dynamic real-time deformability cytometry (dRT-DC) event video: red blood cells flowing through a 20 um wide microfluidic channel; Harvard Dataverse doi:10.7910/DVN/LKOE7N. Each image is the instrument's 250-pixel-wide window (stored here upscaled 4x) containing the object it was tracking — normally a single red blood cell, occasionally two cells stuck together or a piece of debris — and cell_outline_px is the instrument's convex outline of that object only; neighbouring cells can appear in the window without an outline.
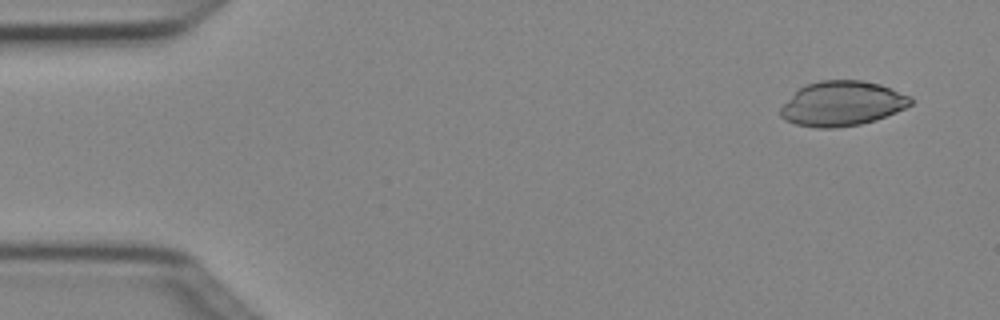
{"species": "Egyptian fruit bat (a non-hibernating species)", "species_latin": "Rousettus aegyptiacus", "temperature_condition": "cold", "stored_images_in_passage": 5, "segment_of_instrument_passage": [2, 2], "camera_frame_rate_fps": 3000, "um_per_image_px": 0.085, "animal": {"sex": "female"}, "frame": {"image": 1, "passage_image": 5, "time_ms": 1.333, "image_size_px": [1000, 320], "cell_outline_px": [[912, 104], [896, 112], [876, 120], [860, 124], [832, 128], [816, 128], [796, 124], [784, 120], [780, 116], [780, 108], [800, 88], [808, 84], [820, 80], [860, 80], [880, 84], [912, 96]], "centroid_in_image_um": [71.6, 8.81], "position_along_channel_um": 13.4, "area_um2": 33.81}}